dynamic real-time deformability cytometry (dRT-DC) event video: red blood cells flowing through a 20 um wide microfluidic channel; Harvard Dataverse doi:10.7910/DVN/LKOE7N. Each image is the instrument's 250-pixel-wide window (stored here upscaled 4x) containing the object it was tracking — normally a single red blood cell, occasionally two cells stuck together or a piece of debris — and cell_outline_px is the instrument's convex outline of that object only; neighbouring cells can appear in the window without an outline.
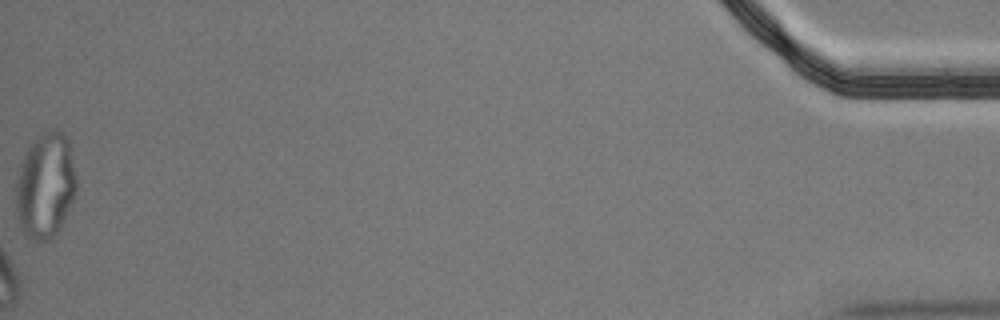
{"species": "Egyptian fruit bat (a non-hibernating species)", "species_latin": "Rousettus aegyptiacus", "temperature_condition": "cold", "stored_images_in_passage": 16, "segment_of_instrument_passage": [2, 2], "camera_frame_rate_fps": 3000, "um_per_image_px": 0.085, "animal": {"sex": "male"}, "frame": {"image": 1, "passage_image": 16, "time_ms": 5.0, "image_size_px": [1000, 320], "cell_outline_px": [[76, 192], [64, 220], [56, 236], [48, 240], [32, 240], [24, 232], [20, 224], [16, 212], [16, 180], [20, 164], [32, 140], [40, 132], [52, 128], [56, 128], [68, 140], [76, 176]], "centroid_in_image_um": [3.85, 15.75], "position_along_channel_um": 431.3, "area_um2": 37.34}}